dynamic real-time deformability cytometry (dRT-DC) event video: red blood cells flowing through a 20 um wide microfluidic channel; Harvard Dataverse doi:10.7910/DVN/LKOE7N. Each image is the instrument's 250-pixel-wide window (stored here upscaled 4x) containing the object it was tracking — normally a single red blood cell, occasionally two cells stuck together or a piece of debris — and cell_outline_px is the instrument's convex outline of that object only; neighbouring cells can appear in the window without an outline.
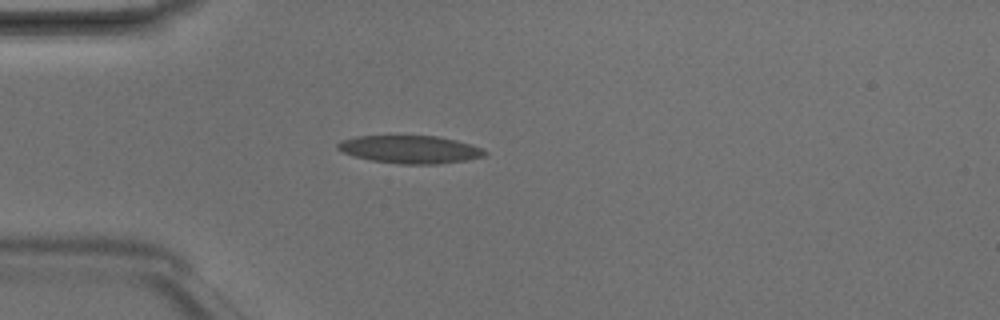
{"species": "Egyptian fruit bat (a non-hibernating species)", "species_latin": "Rousettus aegyptiacus", "temperature_condition": "room temperature", "stored_images_in_passage": 2, "camera_frame_rate_fps": 3000, "um_per_image_px": 0.085, "animal": {"sex": "male"}, "frame": {"image": 1, "passage_image": 2, "time_ms": 0.333, "image_size_px": [1000, 320], "cell_outline_px": [[488, 152], [484, 156], [468, 160], [436, 164], [400, 164], [372, 160], [356, 156], [344, 152], [336, 148], [336, 144], [340, 140], [356, 136], [440, 136], [472, 144], [484, 148]], "centroid_in_image_um": [34.9, 12.69], "position_along_channel_um": 50.1, "area_um2": 23.93}}